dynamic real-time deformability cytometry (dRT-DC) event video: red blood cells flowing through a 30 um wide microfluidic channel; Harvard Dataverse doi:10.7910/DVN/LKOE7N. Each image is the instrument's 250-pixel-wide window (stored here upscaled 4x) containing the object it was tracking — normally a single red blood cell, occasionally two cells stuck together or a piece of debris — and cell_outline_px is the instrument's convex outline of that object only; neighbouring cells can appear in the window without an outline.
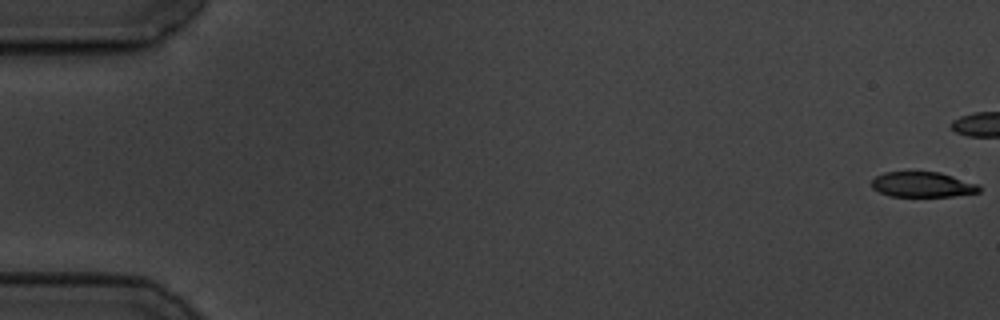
{"species": "common noctule bat (a hibernating species)", "species_latin": "Nyctalus noctula", "temperature_condition": "cold", "stored_images_in_passage": 46, "camera_frame_rate_fps": 3000, "um_per_image_px": 0.085, "animal": {"sex": "male", "body_mass_g": 19.5, "forearm_length_mm": 54.6}, "frame": {"image": 1, "passage_image": 1, "time_ms": 0.0, "image_size_px": [1000, 320], "cell_outline_px": [[980, 192], [952, 196], [888, 196], [872, 188], [872, 180], [876, 176], [884, 172], [940, 172], [980, 184]], "centroid_in_image_um": [78.43, 15.68], "position_along_channel_um": 6.6, "area_um2": 15.84}}
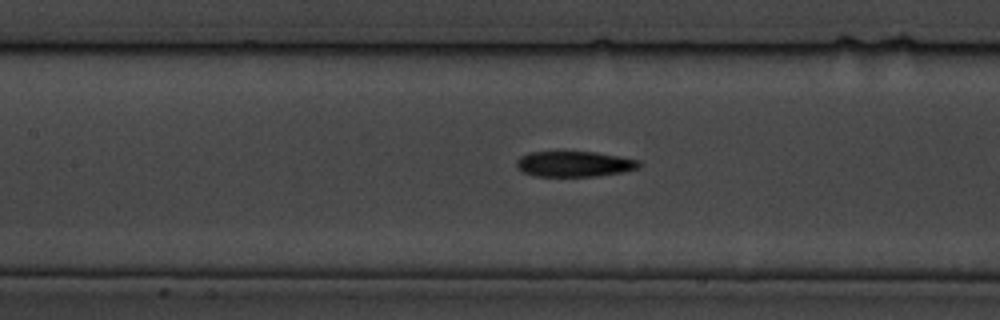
{"frame": {"image": 2, "passage_image": 27, "time_ms": 8.667, "image_size_px": [1000, 320], "cell_outline_px": [[644, 164], [640, 168], [620, 172], [596, 176], [536, 176], [524, 172], [516, 168], [516, 160], [520, 156], [528, 152], [596, 152], [620, 156], [640, 160]], "centroid_in_image_um": [48.84, 13.93], "position_along_channel_um": 158.6, "area_um2": 18.38}}
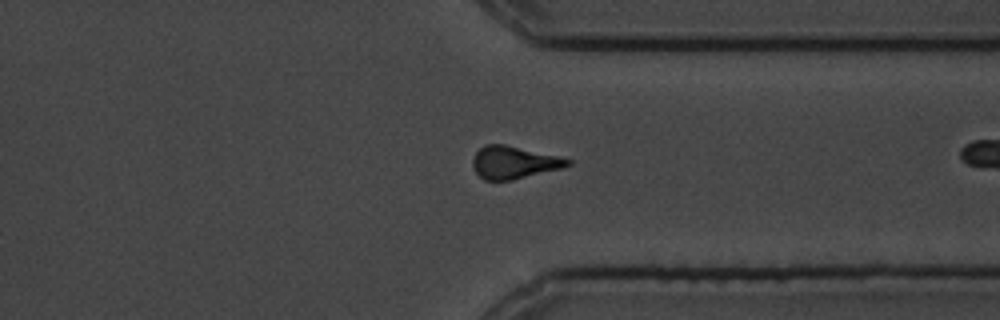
{"frame": {"image": 3, "passage_image": 45, "time_ms": 14.667, "image_size_px": [1000, 320], "cell_outline_px": [[572, 164], [560, 168], [512, 180], [484, 180], [476, 172], [472, 164], [472, 160], [476, 152], [484, 144], [504, 144], [560, 156], [572, 160]], "centroid_in_image_um": [43.67, 13.79], "position_along_channel_um": 367.7, "area_um2": 17.92}}